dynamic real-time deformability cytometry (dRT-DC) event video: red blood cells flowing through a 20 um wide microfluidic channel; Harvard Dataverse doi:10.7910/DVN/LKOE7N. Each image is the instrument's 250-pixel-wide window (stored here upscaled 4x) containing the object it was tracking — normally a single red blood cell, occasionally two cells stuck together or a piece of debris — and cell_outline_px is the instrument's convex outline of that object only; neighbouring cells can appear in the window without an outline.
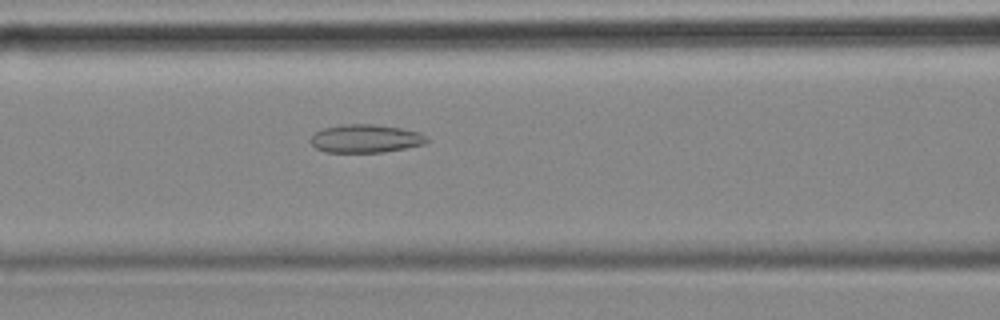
{"species": "common noctule bat (a hibernating species)", "species_latin": "Nyctalus noctula", "temperature_condition": "cold", "stored_images_in_passage": 56, "camera_frame_rate_fps": 3000, "um_per_image_px": 0.085, "animal": {"sex": "female", "body_mass_g": 18.4}, "frame": {"image": 1, "passage_image": 23, "time_ms": 7.333, "image_size_px": [1000, 320], "cell_outline_px": [[428, 140], [424, 144], [384, 152], [324, 152], [316, 148], [308, 140], [316, 132], [324, 128], [344, 124], [372, 124], [400, 128], [420, 132]], "centroid_in_image_um": [31.04, 11.78], "position_along_channel_um": 135.6, "area_um2": 18.96}}
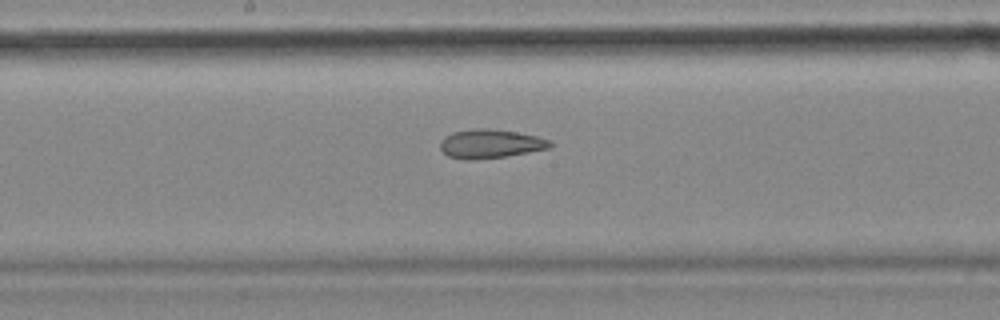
{"frame": {"image": 2, "passage_image": 29, "time_ms": 9.333, "image_size_px": [1000, 320], "cell_outline_px": [[552, 144], [548, 148], [528, 152], [504, 156], [472, 160], [464, 160], [448, 156], [440, 148], [440, 140], [444, 136], [452, 132], [472, 128], [488, 128], [516, 132], [536, 136], [552, 140]], "centroid_in_image_um": [41.63, 12.21], "position_along_channel_um": 206.6, "area_um2": 18.5}}
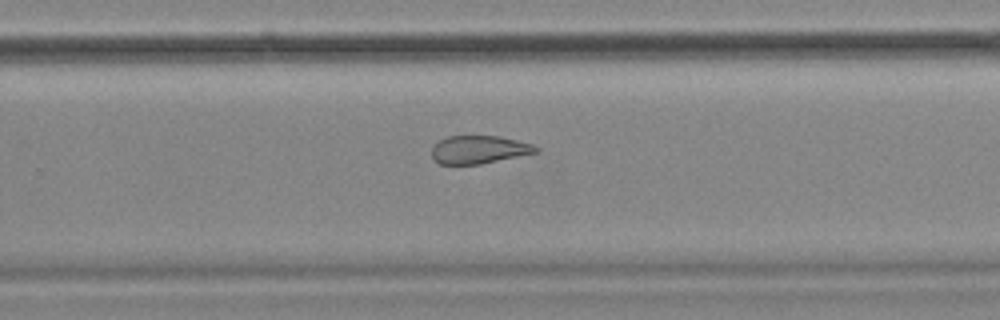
{"frame": {"image": 3, "passage_image": 36, "time_ms": 11.667, "image_size_px": [1000, 320], "cell_outline_px": [[540, 148], [536, 152], [480, 164], [440, 164], [432, 156], [432, 144], [448, 136], [500, 136], [532, 144]], "centroid_in_image_um": [40.68, 12.71], "position_along_channel_um": 289.1, "area_um2": 16.82}, "authors_computed_cell_mechanics": {"area_um2": 22.2819, "velocity_mm_per_s": 3.5621, "shape_relaxation_time_tau1_ms": null, "shape_relaxation_time_tau2_ms": 3.1407, "deformation_change_tau1": null, "deformation_change_tau2": 0.1143}}